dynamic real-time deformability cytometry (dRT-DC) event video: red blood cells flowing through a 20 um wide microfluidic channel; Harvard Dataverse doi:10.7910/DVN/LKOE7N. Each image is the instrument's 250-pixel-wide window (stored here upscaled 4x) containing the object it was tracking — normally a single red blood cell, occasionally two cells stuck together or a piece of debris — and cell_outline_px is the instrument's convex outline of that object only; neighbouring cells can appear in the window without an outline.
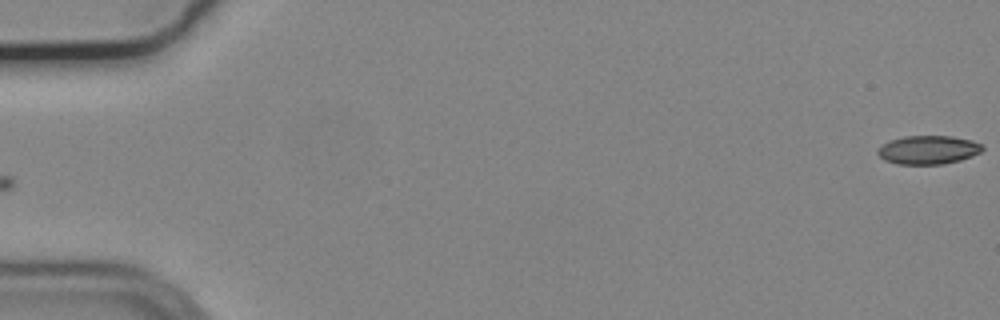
{"species": "common noctule bat (a hibernating species)", "species_latin": "Nyctalus noctula", "temperature_condition": "cold", "stored_images_in_passage": 56, "camera_frame_rate_fps": 3000, "um_per_image_px": 0.085, "animal": {"sex": "male", "body_mass_g": 19.2, "forearm_length_mm": 51.8}, "frame": {"image": 1, "passage_image": 1, "time_ms": 0.0, "image_size_px": [1000, 320], "cell_outline_px": [[984, 148], [980, 152], [972, 156], [960, 160], [944, 164], [900, 164], [884, 160], [876, 152], [884, 144], [892, 140], [904, 136], [952, 136], [972, 140], [984, 144]], "centroid_in_image_um": [78.95, 12.73], "position_along_channel_um": 6.0, "area_um2": 17.4}}
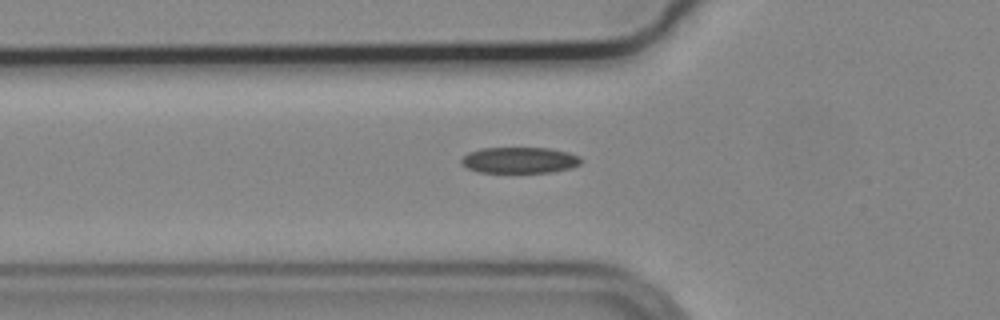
{"frame": {"image": 2, "passage_image": 20, "time_ms": 6.333, "image_size_px": [1000, 320], "cell_outline_px": [[580, 164], [572, 168], [552, 172], [476, 172], [460, 164], [460, 160], [468, 152], [480, 148], [548, 148], [568, 152], [580, 156]], "centroid_in_image_um": [44.14, 13.61], "position_along_channel_um": 81.7, "area_um2": 18.26}}
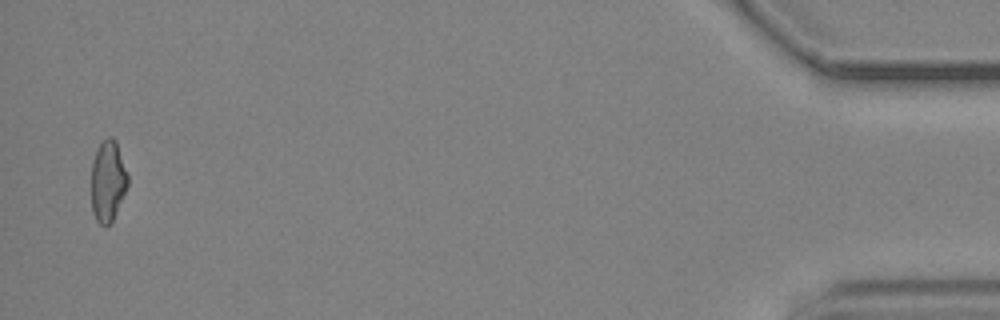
{"frame": {"image": 3, "passage_image": 55, "time_ms": 18.0, "image_size_px": [1000, 320], "cell_outline_px": [[128, 184], [112, 220], [108, 224], [100, 224], [96, 220], [92, 212], [92, 160], [100, 144], [108, 136], [112, 136], [116, 140], [128, 176]], "centroid_in_image_um": [9.16, 15.36], "position_along_channel_um": 426.0, "area_um2": 16.88}, "authors_computed_cell_mechanics": {"area_um2": 18.0047, "velocity_mm_per_s": 3.7123, "shape_relaxation_time_tau1_ms": null, "shape_relaxation_time_tau2_ms": 5.8623, "deformation_change_tau1": null, "deformation_change_tau2": 0.1249}}